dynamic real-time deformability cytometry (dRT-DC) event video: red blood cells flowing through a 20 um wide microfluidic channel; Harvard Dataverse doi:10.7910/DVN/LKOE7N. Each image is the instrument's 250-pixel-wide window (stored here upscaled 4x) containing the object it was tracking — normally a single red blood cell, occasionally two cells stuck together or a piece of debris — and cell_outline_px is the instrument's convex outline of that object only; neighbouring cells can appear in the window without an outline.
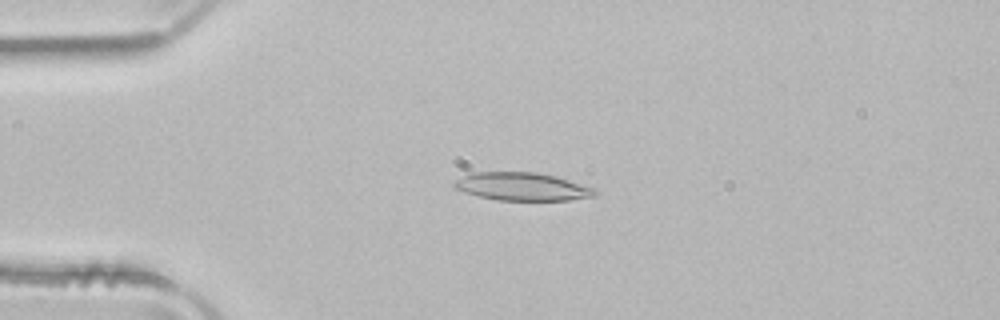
{"species": "common noctule bat (a hibernating species)", "species_latin": "Nyctalus noctula", "temperature_condition": "room temperature", "stored_images_in_passage": 51, "camera_frame_rate_fps": 3000, "um_per_image_px": 0.085, "animal": {"sex": "male", "body_mass_g": 21.5, "forearm_length_mm": 52.0}, "frame": {"image": 1, "passage_image": 12, "time_ms": 3.667, "image_size_px": [1000, 320], "cell_outline_px": [[600, 192], [596, 196], [568, 200], [496, 200], [464, 192], [452, 188], [452, 180], [472, 172], [536, 172], [556, 176], [592, 188]], "centroid_in_image_um": [44.32, 15.85], "position_along_channel_um": 40.7, "area_um2": 23.06}}
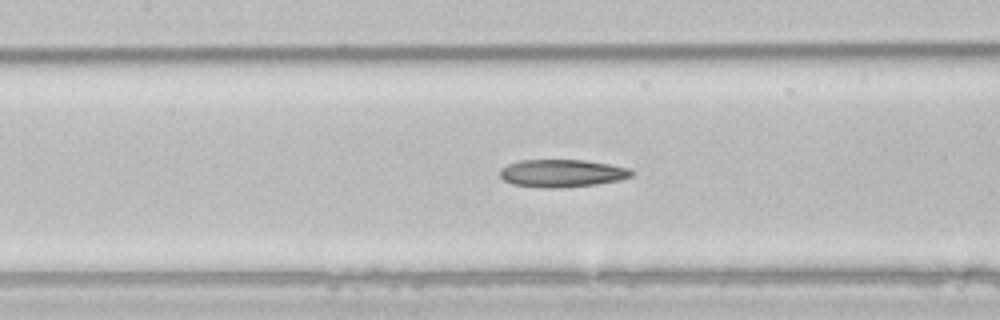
{"frame": {"image": 2, "passage_image": 23, "time_ms": 7.333, "image_size_px": [1000, 320], "cell_outline_px": [[636, 172], [632, 176], [620, 180], [596, 184], [564, 188], [544, 188], [512, 184], [504, 180], [500, 176], [500, 168], [508, 164], [520, 160], [584, 160], [632, 168]], "centroid_in_image_um": [47.8, 14.73], "position_along_channel_um": 159.6, "area_um2": 21.44}}
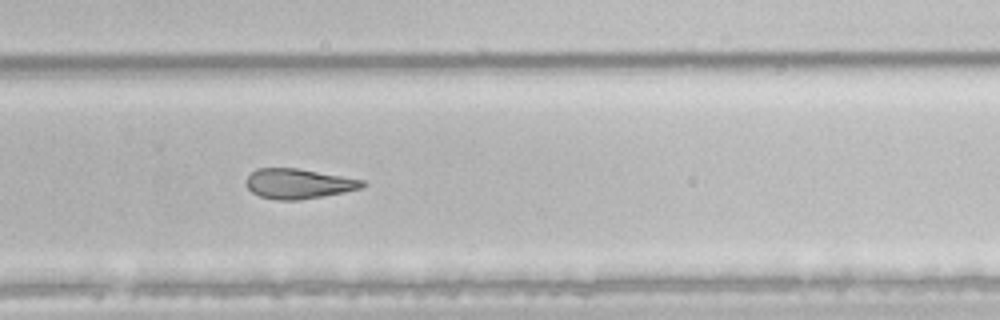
{"frame": {"image": 3, "passage_image": 34, "time_ms": 11.0, "image_size_px": [1000, 320], "cell_outline_px": [[368, 184], [364, 188], [344, 192], [300, 200], [276, 200], [260, 196], [252, 192], [248, 188], [248, 176], [256, 168], [296, 168], [364, 180]], "centroid_in_image_um": [25.41, 15.62], "position_along_channel_um": 304.4, "area_um2": 20.17}, "authors_computed_cell_mechanics": {"area_um2": 23.2356, "velocity_mm_per_s": 3.9716, "shape_relaxation_time_tau1_ms": null, "shape_relaxation_time_tau2_ms": 9.7015, "deformation_change_tau1": null, "deformation_change_tau2": 0.2508}}